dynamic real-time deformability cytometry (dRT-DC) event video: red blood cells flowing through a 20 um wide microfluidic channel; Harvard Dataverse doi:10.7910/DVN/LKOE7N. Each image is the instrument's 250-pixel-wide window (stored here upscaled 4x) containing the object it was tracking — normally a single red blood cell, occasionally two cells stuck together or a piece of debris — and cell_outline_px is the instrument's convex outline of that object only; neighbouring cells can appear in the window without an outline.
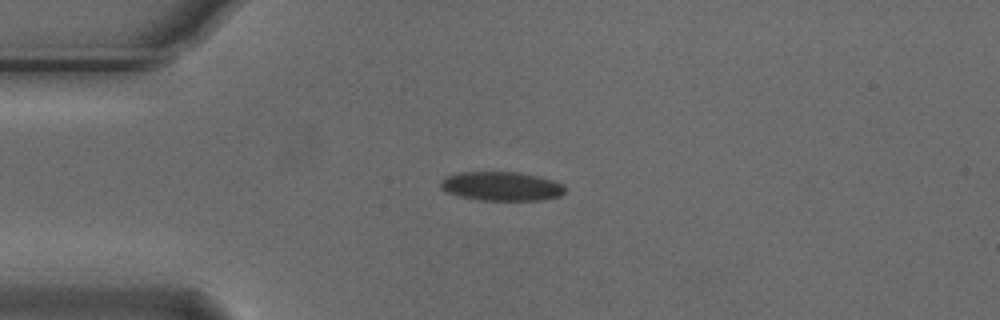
{"species": "Egyptian fruit bat (a non-hibernating species)", "species_latin": "Rousettus aegyptiacus", "temperature_condition": "cold", "stored_images_in_passage": 1, "camera_frame_rate_fps": 3000, "um_per_image_px": 0.085, "animal": {"sex": "male"}, "frame": {"image": 1, "passage_image": 1, "time_ms": 0.0, "image_size_px": [1000, 320], "cell_outline_px": [[564, 192], [560, 196], [544, 200], [480, 200], [460, 196], [444, 192], [440, 188], [440, 180], [444, 176], [460, 172], [516, 172], [536, 176], [552, 180], [560, 184], [564, 188]], "centroid_in_image_um": [42.55, 15.83], "position_along_channel_um": 42.5, "area_um2": 21.04}}